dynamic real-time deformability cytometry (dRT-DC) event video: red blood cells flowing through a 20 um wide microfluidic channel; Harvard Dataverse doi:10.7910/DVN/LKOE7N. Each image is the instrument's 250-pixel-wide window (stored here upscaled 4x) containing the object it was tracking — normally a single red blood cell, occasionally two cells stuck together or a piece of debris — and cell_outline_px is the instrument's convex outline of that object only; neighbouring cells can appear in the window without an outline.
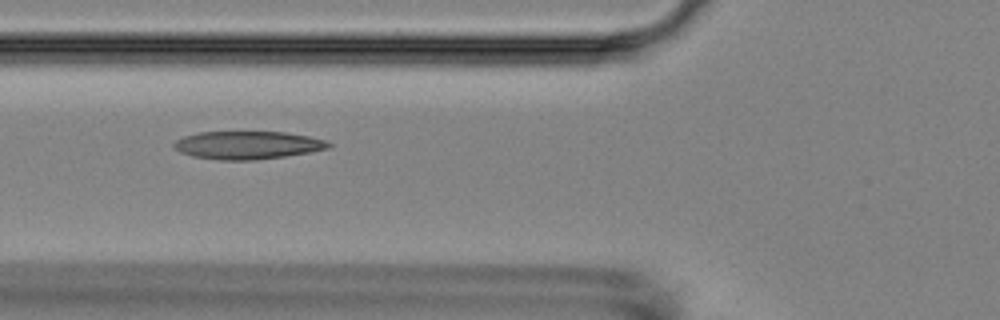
{"species": "Egyptian fruit bat (a non-hibernating species)", "species_latin": "Rousettus aegyptiacus", "temperature_condition": "room temperature", "stored_images_in_passage": 3, "camera_frame_rate_fps": 3000, "um_per_image_px": 0.085, "animal": {"sex": "female"}, "frame": {"image": 1, "passage_image": 2, "time_ms": 1.333, "image_size_px": [1000, 320], "cell_outline_px": [[332, 144], [328, 148], [308, 152], [284, 156], [256, 160], [220, 160], [192, 156], [180, 152], [172, 144], [176, 140], [184, 136], [196, 132], [284, 132], [308, 136], [324, 140]], "centroid_in_image_um": [21.0, 12.33], "position_along_channel_um": 104.8, "area_um2": 25.03}}
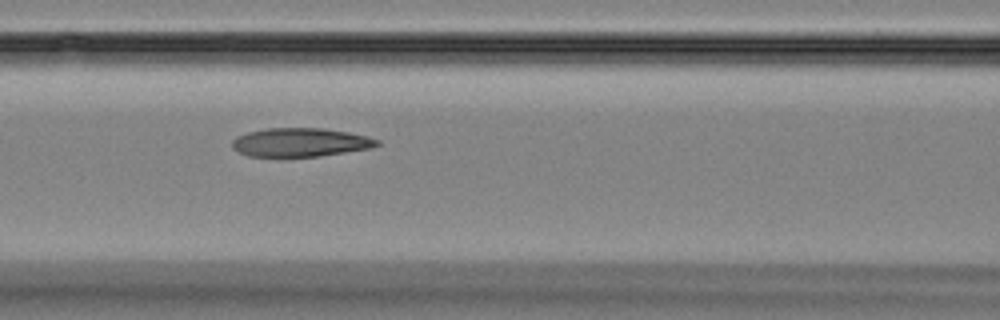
{"frame": {"image": 2, "passage_image": 3, "time_ms": 2.333, "image_size_px": [1000, 320], "cell_outline_px": [[380, 144], [372, 148], [320, 156], [248, 156], [232, 148], [232, 140], [236, 136], [248, 132], [268, 128], [324, 128], [348, 132], [368, 136], [380, 140]], "centroid_in_image_um": [25.55, 12.09], "position_along_channel_um": 141.0, "area_um2": 24.22}}